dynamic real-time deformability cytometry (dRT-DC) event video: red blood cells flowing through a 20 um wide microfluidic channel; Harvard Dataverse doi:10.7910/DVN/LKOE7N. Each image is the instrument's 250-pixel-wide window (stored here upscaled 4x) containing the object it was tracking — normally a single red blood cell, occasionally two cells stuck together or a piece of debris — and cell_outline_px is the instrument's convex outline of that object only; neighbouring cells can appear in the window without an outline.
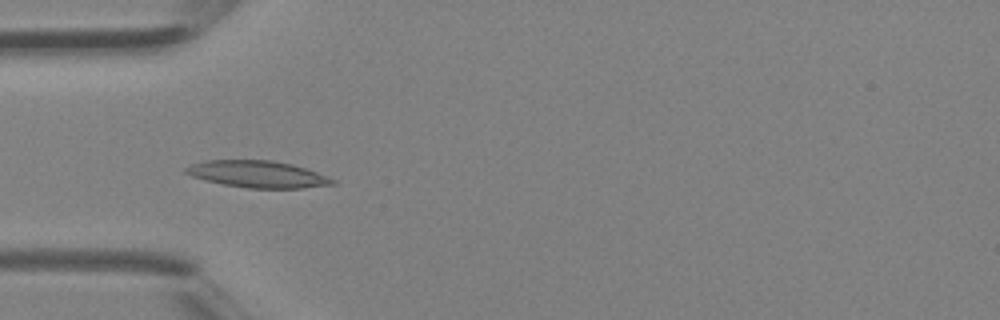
{"species": "Egyptian fruit bat (a non-hibernating species)", "species_latin": "Rousettus aegyptiacus", "temperature_condition": "room temperature", "stored_images_in_passage": 23, "camera_frame_rate_fps": 3000, "um_per_image_px": 0.085, "animal": {"sex": "female"}, "frame": {"image": 1, "passage_image": 4, "time_ms": 1.0, "image_size_px": [1000, 320], "cell_outline_px": [[336, 184], [304, 188], [248, 188], [224, 184], [204, 180], [192, 176], [184, 172], [184, 168], [192, 164], [204, 160], [272, 160], [292, 164], [316, 172], [336, 180]], "centroid_in_image_um": [21.89, 14.8], "position_along_channel_um": 63.1, "area_um2": 22.89}}
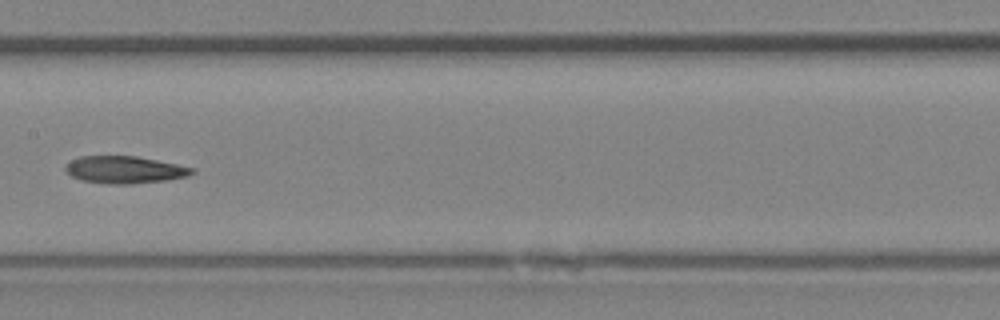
{"frame": {"image": 2, "passage_image": 12, "time_ms": 3.667, "image_size_px": [1000, 320], "cell_outline_px": [[196, 172], [188, 176], [164, 180], [132, 184], [108, 184], [84, 180], [72, 176], [64, 168], [64, 164], [80, 156], [136, 156], [196, 168]], "centroid_in_image_um": [10.61, 14.42], "position_along_channel_um": 196.8, "area_um2": 20.0}}
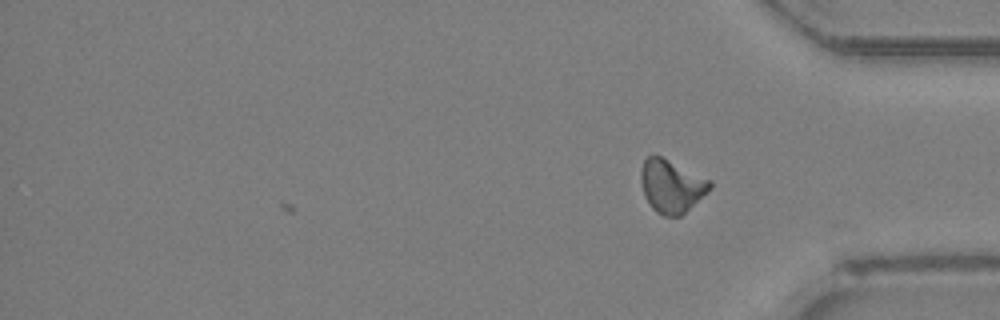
{"frame": {"image": 3, "passage_image": 23, "time_ms": 7.333, "image_size_px": [1000, 320], "cell_outline_px": [[712, 188], [708, 192], [680, 216], [664, 216], [656, 212], [652, 208], [644, 196], [640, 180], [640, 172], [644, 160], [648, 156], [660, 156], [712, 180]], "centroid_in_image_um": [57.07, 15.82], "position_along_channel_um": 378.1, "area_um2": 21.27}}